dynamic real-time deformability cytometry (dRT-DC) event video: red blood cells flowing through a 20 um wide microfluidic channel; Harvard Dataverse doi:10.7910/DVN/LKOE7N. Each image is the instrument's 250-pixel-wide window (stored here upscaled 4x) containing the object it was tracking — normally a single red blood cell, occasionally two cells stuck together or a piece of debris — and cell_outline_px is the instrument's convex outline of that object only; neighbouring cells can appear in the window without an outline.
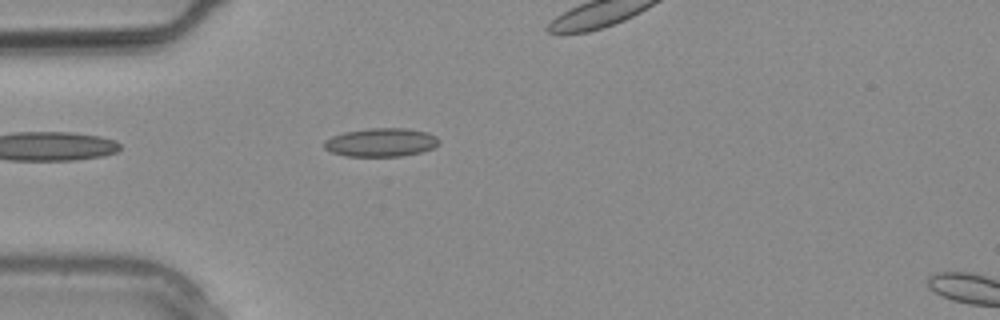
{"species": "common noctule bat (a hibernating species)", "species_latin": "Nyctalus noctula", "temperature_condition": "warm", "stored_images_in_passage": 4, "camera_frame_rate_fps": 3000, "um_per_image_px": 0.085, "animal": {"sex": "male", "body_mass_g": 20.4}, "frame": {"image": 1, "passage_image": 3, "time_ms": 0.667, "image_size_px": [1000, 320], "cell_outline_px": [[440, 144], [432, 148], [420, 152], [400, 156], [344, 156], [332, 152], [324, 148], [324, 140], [332, 136], [344, 132], [368, 128], [408, 128], [428, 132], [436, 136], [440, 140]], "centroid_in_image_um": [32.4, 12.09], "position_along_channel_um": 52.6, "area_um2": 19.19}}